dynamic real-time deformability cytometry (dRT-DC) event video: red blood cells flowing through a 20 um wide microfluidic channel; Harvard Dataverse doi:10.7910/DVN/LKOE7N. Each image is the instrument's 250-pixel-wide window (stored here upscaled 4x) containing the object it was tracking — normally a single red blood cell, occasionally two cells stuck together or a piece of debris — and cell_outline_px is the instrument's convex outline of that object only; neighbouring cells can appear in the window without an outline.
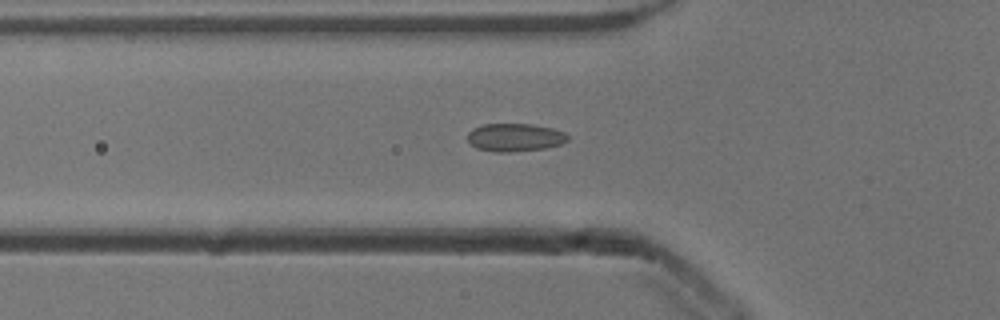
{"species": "common noctule bat (a hibernating species)", "species_latin": "Nyctalus noctula", "temperature_condition": "cold", "stored_images_in_passage": 46, "camera_frame_rate_fps": 3000, "um_per_image_px": 0.085, "animal": {"sex": "male", "body_mass_g": 13.3}, "frame": {"image": 1, "passage_image": 18, "time_ms": 5.667, "image_size_px": [1000, 320], "cell_outline_px": [[568, 140], [560, 144], [548, 148], [508, 152], [492, 152], [476, 148], [468, 140], [468, 132], [472, 128], [484, 124], [532, 124], [552, 128], [564, 132], [568, 136]], "centroid_in_image_um": [43.76, 11.68], "position_along_channel_um": 82.0, "area_um2": 16.42}}
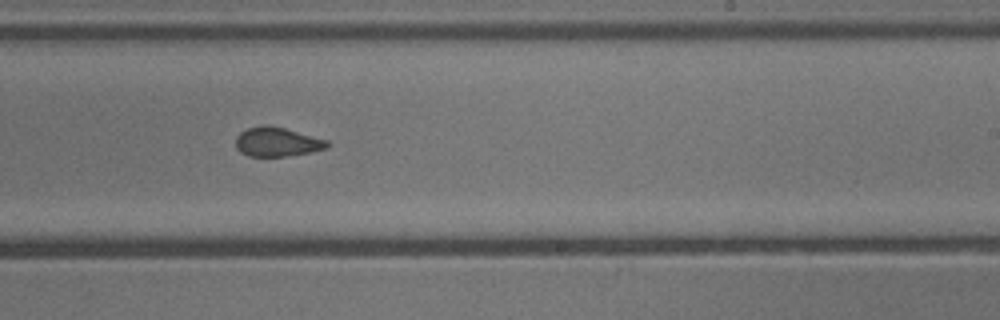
{"frame": {"image": 2, "passage_image": 32, "time_ms": 10.333, "image_size_px": [1000, 320], "cell_outline_px": [[332, 144], [328, 148], [308, 152], [284, 156], [248, 156], [240, 152], [236, 148], [236, 136], [240, 132], [248, 128], [260, 124], [264, 124], [284, 128], [328, 140]], "centroid_in_image_um": [23.54, 12.05], "position_along_channel_um": 265.5, "area_um2": 15.61}}
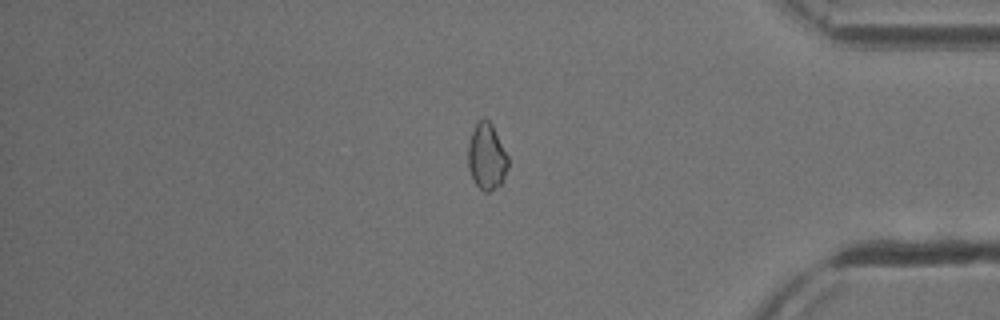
{"frame": {"image": 3, "passage_image": 44, "time_ms": 14.333, "image_size_px": [1000, 320], "cell_outline_px": [[508, 168], [500, 184], [488, 192], [484, 192], [476, 184], [468, 168], [468, 144], [472, 132], [476, 124], [484, 116], [492, 124], [508, 156]], "centroid_in_image_um": [41.37, 13.29], "position_along_channel_um": 393.8, "area_um2": 15.32}, "authors_computed_cell_mechanics": {"area_um2": 16.1551, "velocity_mm_per_s": 3.909, "shape_relaxation_time_tau1_ms": null, "shape_relaxation_time_tau2_ms": 1.4629, "deformation_change_tau1": null, "deformation_change_tau2": 0.05}}